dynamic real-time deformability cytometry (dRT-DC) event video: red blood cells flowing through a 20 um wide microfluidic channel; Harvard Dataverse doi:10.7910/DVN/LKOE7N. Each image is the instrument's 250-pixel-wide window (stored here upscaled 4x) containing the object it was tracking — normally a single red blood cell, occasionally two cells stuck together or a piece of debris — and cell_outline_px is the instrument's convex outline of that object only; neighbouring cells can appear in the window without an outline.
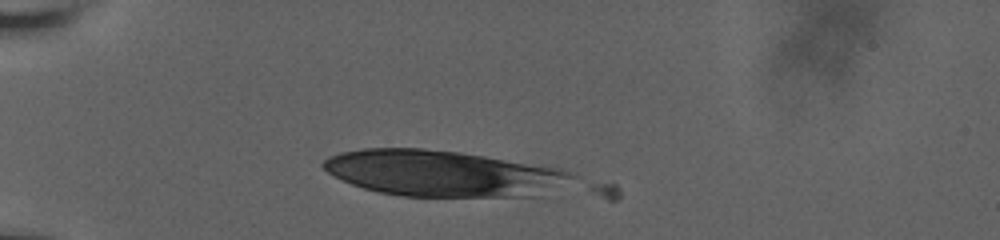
{"species": "human", "species_latin": "Homo sapiens", "temperature_condition": "room temperature", "stored_images_in_passage": 11, "camera_frame_rate_fps": 3000, "um_per_image_px": 0.085, "donor": {"sex": "male"}, "frame": {"image": 1, "passage_image": 8, "time_ms": 2.333, "image_size_px": [1000, 240], "cell_outline_px": [[576, 176], [532, 196], [404, 196], [380, 192], [364, 188], [352, 184], [328, 172], [320, 164], [328, 156], [340, 152], [364, 148], [424, 148], [460, 152], [560, 168]], "centroid_in_image_um": [37.49, 14.71], "position_along_channel_um": 47.5, "area_um2": 65.43}}